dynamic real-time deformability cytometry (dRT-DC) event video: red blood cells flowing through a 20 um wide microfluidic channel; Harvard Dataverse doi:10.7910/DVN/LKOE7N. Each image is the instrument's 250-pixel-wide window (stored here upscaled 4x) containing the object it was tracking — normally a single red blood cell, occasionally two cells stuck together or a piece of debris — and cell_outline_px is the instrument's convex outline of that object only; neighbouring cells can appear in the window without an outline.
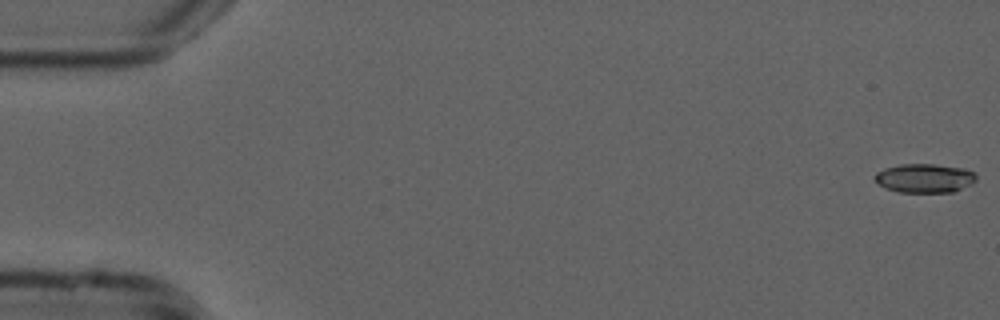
{"species": "common noctule bat (a hibernating species)", "species_latin": "Nyctalus noctula", "temperature_condition": "cold", "stored_images_in_passage": 14, "camera_frame_rate_fps": 3000, "um_per_image_px": 0.085, "animal": {"sex": "male", "forearm_length_mm": 52.5}, "frame": {"image": 1, "passage_image": 1, "time_ms": 0.0, "image_size_px": [1000, 320], "cell_outline_px": [[976, 180], [972, 184], [952, 192], [900, 192], [888, 188], [880, 184], [872, 176], [876, 172], [884, 168], [900, 164], [932, 164], [964, 168], [976, 172]], "centroid_in_image_um": [78.61, 15.13], "position_along_channel_um": 6.4, "area_um2": 17.11}}
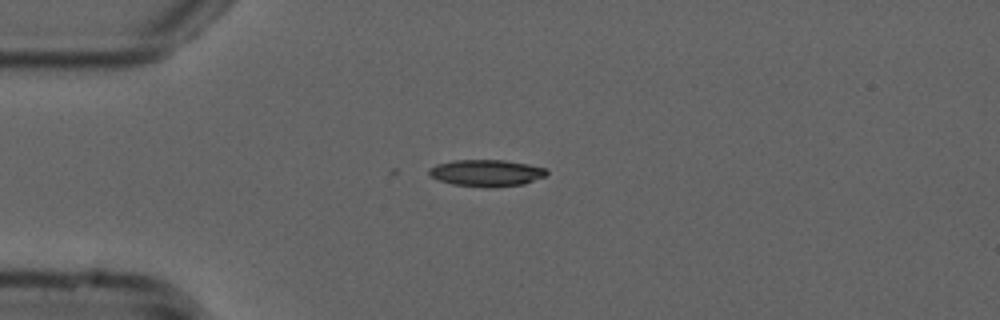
{"frame": {"image": 2, "passage_image": 14, "time_ms": 4.333, "image_size_px": [1000, 320], "cell_outline_px": [[548, 172], [544, 176], [524, 184], [496, 188], [484, 188], [452, 184], [440, 180], [432, 176], [428, 172], [428, 168], [436, 164], [452, 160], [504, 160], [528, 164], [548, 168]], "centroid_in_image_um": [41.36, 14.71], "position_along_channel_um": 43.6, "area_um2": 18.55}}